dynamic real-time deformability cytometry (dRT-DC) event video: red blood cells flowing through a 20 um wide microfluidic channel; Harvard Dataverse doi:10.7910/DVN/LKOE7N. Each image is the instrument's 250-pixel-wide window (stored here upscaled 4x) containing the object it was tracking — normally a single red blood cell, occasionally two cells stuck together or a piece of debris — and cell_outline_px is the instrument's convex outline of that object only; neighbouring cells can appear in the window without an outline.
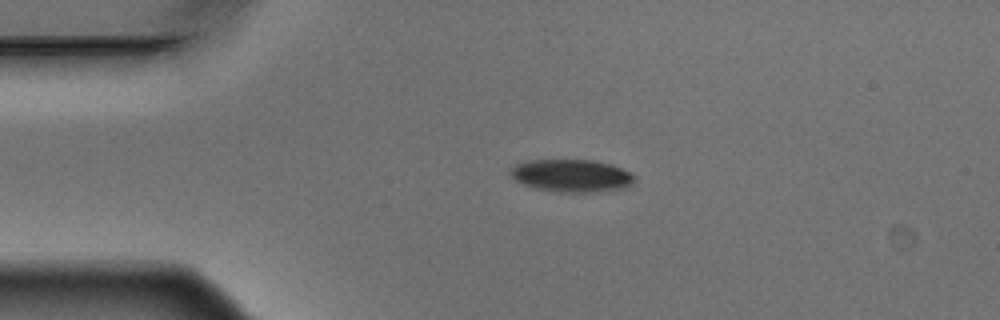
{"species": "Egyptian fruit bat (a non-hibernating species)", "species_latin": "Rousettus aegyptiacus", "temperature_condition": "warm", "stored_images_in_passage": 4, "camera_frame_rate_fps": 3000, "um_per_image_px": 0.085, "animal": {"sex": "male"}, "frame": {"image": 1, "passage_image": 3, "time_ms": 0.667, "image_size_px": [1000, 320], "cell_outline_px": [[636, 180], [628, 188], [612, 192], [556, 192], [536, 188], [524, 184], [516, 180], [508, 172], [516, 164], [528, 160], [596, 160], [612, 164], [632, 172], [636, 176]], "centroid_in_image_um": [48.69, 14.94], "position_along_channel_um": 36.3, "area_um2": 24.16}}
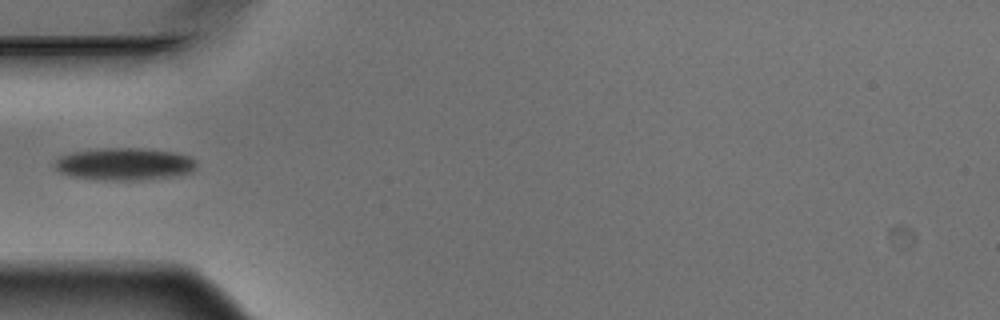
{"frame": {"image": 2, "passage_image": 4, "time_ms": 1.0, "image_size_px": [1000, 320], "cell_outline_px": [[196, 168], [192, 172], [172, 176], [140, 180], [96, 180], [72, 176], [60, 172], [52, 164], [60, 156], [72, 152], [100, 148], [140, 148], [176, 152], [192, 156], [196, 160]], "centroid_in_image_um": [10.59, 13.94], "position_along_channel_um": 74.4, "area_um2": 26.99}}